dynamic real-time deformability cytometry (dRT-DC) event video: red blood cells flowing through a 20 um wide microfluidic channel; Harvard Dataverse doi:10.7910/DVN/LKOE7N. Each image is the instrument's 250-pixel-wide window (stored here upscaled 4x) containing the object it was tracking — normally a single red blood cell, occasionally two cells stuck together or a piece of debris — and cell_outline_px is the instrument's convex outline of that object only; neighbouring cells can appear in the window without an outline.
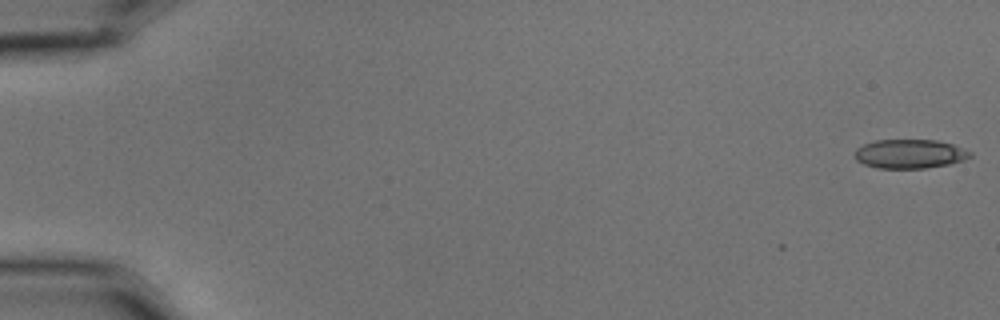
{"species": "common noctule bat (a hibernating species)", "species_latin": "Nyctalus noctula", "temperature_condition": "cold", "stored_images_in_passage": 9, "camera_frame_rate_fps": 3000, "um_per_image_px": 0.085, "animal": {"sex": "male", "body_mass_g": 15.6}, "frame": {"image": 1, "passage_image": 1, "time_ms": 0.0, "image_size_px": [1000, 320], "cell_outline_px": [[972, 156], [964, 160], [948, 164], [924, 168], [876, 168], [864, 164], [856, 160], [856, 148], [864, 144], [876, 140], [936, 140], [952, 144], [972, 152]], "centroid_in_image_um": [77.33, 13.08], "position_along_channel_um": 7.7, "area_um2": 19.42}}